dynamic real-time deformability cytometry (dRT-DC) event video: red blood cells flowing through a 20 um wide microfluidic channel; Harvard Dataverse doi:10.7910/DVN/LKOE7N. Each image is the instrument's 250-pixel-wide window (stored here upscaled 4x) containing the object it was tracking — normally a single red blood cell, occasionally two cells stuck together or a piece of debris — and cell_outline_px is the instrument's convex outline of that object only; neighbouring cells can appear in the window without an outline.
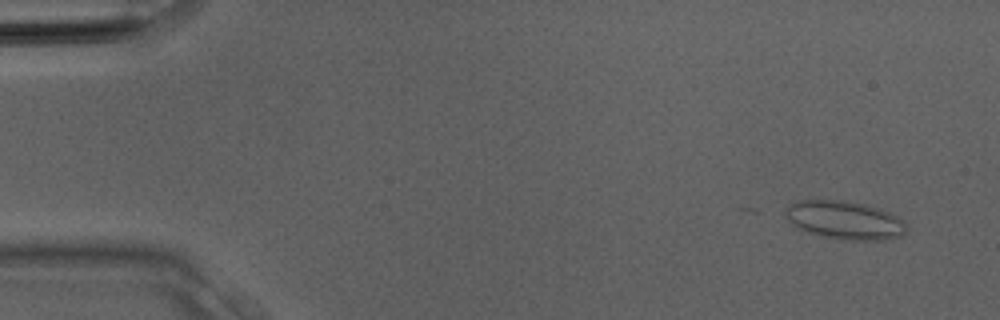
{"species": "Egyptian fruit bat (a non-hibernating species)", "species_latin": "Rousettus aegyptiacus", "temperature_condition": "room temperature", "stored_images_in_passage": 3, "camera_frame_rate_fps": 3000, "um_per_image_px": 0.085, "animal": {"sex": "male"}, "frame": {"image": 1, "passage_image": 1, "time_ms": 0.0, "image_size_px": [1000, 320], "cell_outline_px": [[904, 232], [900, 236], [888, 240], [840, 240], [820, 236], [796, 228], [788, 220], [784, 212], [788, 204], [796, 200], [844, 200], [864, 204], [880, 208], [904, 220]], "centroid_in_image_um": [71.75, 18.71], "position_along_channel_um": 13.3, "area_um2": 27.28}}